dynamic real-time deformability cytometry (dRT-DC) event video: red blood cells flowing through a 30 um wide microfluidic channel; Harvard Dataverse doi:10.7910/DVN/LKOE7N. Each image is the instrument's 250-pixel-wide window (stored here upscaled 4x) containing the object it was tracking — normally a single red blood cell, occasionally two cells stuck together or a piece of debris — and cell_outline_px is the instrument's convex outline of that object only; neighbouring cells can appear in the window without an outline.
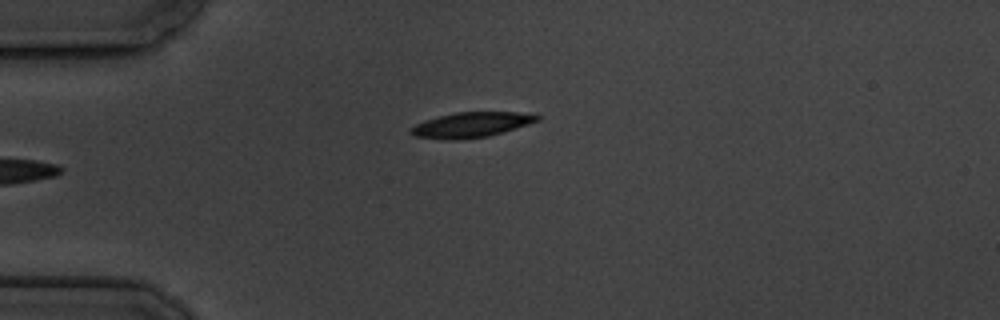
{"species": "common noctule bat (a hibernating species)", "species_latin": "Nyctalus noctula", "temperature_condition": "cold", "stored_images_in_passage": 7, "camera_frame_rate_fps": 3000, "um_per_image_px": 0.085, "animal": {"sex": "male", "body_mass_g": 19.5, "forearm_length_mm": 54.6}, "frame": {"image": 1, "passage_image": 7, "time_ms": 7.0, "image_size_px": [1000, 320], "cell_outline_px": [[540, 120], [504, 132], [488, 136], [456, 140], [440, 140], [416, 136], [408, 132], [408, 128], [424, 120], [456, 112], [516, 112], [540, 116]], "centroid_in_image_um": [39.99, 10.62], "position_along_channel_um": 45.0, "area_um2": 18.55}}